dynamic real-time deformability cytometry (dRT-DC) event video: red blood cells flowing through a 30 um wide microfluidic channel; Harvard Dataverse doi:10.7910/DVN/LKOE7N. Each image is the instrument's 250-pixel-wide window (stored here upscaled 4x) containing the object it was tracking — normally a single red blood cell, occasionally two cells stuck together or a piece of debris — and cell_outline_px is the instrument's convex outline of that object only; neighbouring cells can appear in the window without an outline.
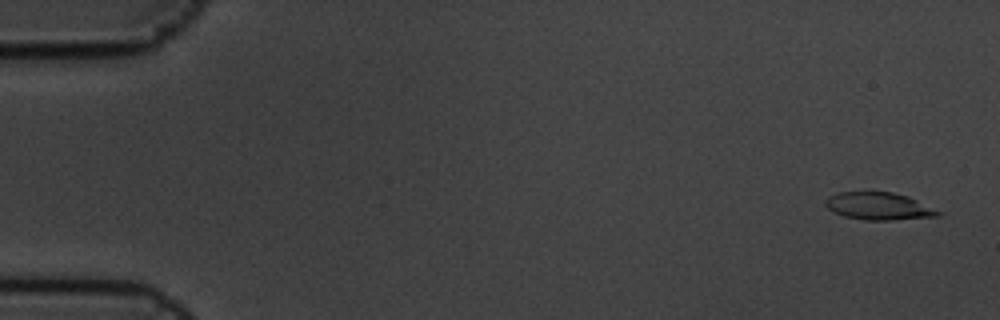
{"species": "common noctule bat (a hibernating species)", "species_latin": "Nyctalus noctula", "temperature_condition": "cold", "stored_images_in_passage": 7, "camera_frame_rate_fps": 3000, "um_per_image_px": 0.085, "animal": {"sex": "male", "body_mass_g": 19.5, "forearm_length_mm": 54.6}, "frame": {"image": 1, "passage_image": 1, "time_ms": 0.0, "image_size_px": [1000, 320], "cell_outline_px": [[944, 212], [940, 216], [892, 220], [864, 220], [844, 216], [828, 208], [824, 204], [824, 200], [828, 196], [840, 192], [892, 192], [908, 196]], "centroid_in_image_um": [74.73, 17.52], "position_along_channel_um": 10.3, "area_um2": 18.09}}
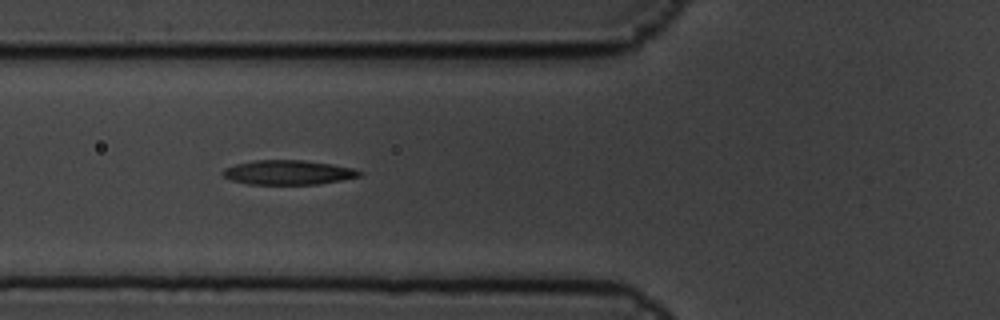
{"frame": {"image": 2, "passage_image": 6, "time_ms": 1.667, "image_size_px": [1000, 320], "cell_outline_px": [[364, 172], [360, 176], [320, 184], [248, 184], [232, 180], [224, 176], [220, 172], [224, 168], [236, 164], [252, 160], [304, 160], [332, 164], [352, 168]], "centroid_in_image_um": [24.48, 14.65], "position_along_channel_um": 101.3, "area_um2": 19.48}}
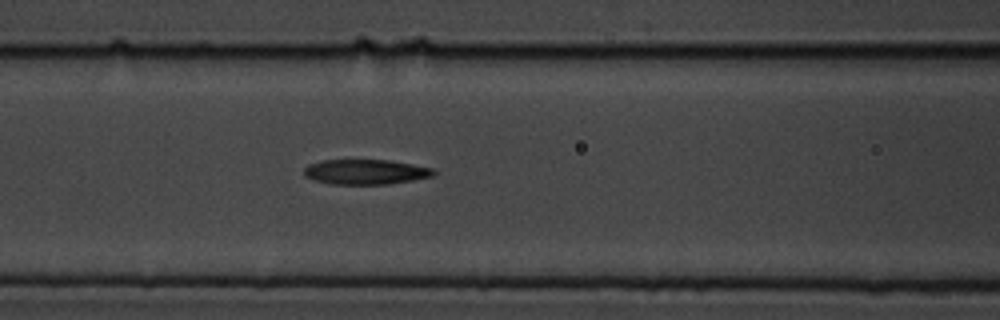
{"frame": {"image": 3, "passage_image": 7, "time_ms": 2.0, "image_size_px": [1000, 320], "cell_outline_px": [[436, 172], [432, 176], [412, 180], [388, 184], [332, 184], [316, 180], [304, 176], [304, 168], [308, 164], [324, 160], [388, 160], [412, 164], [432, 168]], "centroid_in_image_um": [31.06, 14.61], "position_along_channel_um": 135.5, "area_um2": 18.73}}